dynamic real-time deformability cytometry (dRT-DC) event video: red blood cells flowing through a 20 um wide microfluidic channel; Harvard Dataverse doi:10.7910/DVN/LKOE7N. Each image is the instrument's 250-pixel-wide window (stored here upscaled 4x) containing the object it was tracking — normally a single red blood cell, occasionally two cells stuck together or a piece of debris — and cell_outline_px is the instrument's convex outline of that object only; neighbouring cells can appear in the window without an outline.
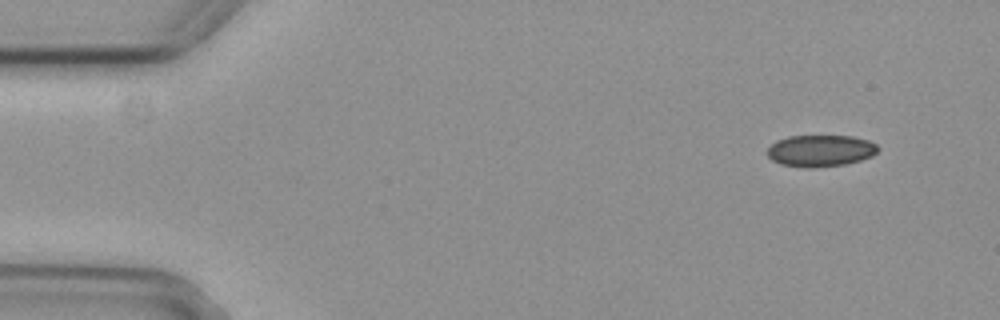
{"species": "common noctule bat (a hibernating species)", "species_latin": "Nyctalus noctula", "temperature_condition": "cold", "stored_images_in_passage": 4, "camera_frame_rate_fps": 3000, "um_per_image_px": 0.085, "animal": {"sex": "female", "body_mass_g": 29.2, "forearm_length_mm": 56.3}, "frame": {"image": 1, "passage_image": 1, "time_ms": 0.0, "image_size_px": [1000, 320], "cell_outline_px": [[880, 148], [872, 156], [860, 160], [844, 164], [812, 168], [808, 168], [780, 164], [772, 160], [768, 156], [768, 148], [776, 140], [788, 136], [852, 136], [868, 140], [876, 144]], "centroid_in_image_um": [69.74, 12.81], "position_along_channel_um": 15.3, "area_um2": 20.4}}